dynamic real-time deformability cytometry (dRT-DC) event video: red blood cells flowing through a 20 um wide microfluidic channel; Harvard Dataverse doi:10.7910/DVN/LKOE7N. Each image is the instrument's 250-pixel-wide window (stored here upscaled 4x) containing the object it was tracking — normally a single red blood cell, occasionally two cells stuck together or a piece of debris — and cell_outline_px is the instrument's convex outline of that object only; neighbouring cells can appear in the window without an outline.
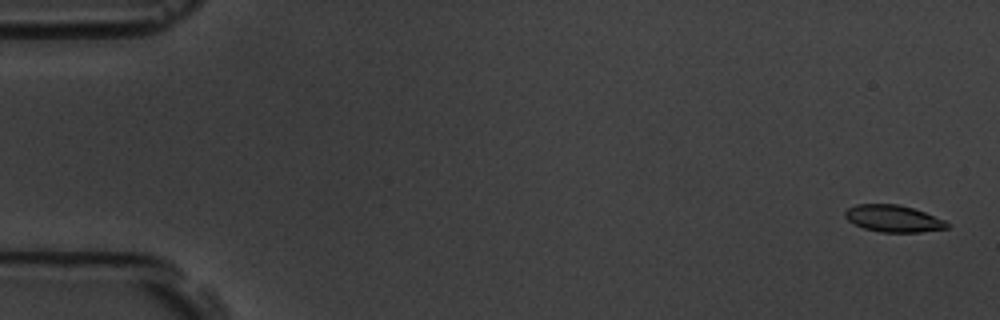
{"species": "common noctule bat (a hibernating species)", "species_latin": "Nyctalus noctula", "temperature_condition": "room temperature", "stored_images_in_passage": 57, "camera_frame_rate_fps": 3000, "um_per_image_px": 0.085, "animal": {"sex": "male", "body_mass_g": 19.5, "forearm_length_mm": 54.6}, "frame": {"image": 1, "passage_image": 2, "time_ms": 0.333, "image_size_px": [1000, 320], "cell_outline_px": [[948, 228], [920, 232], [880, 232], [864, 228], [848, 220], [844, 216], [844, 212], [848, 208], [856, 204], [896, 204], [912, 208], [924, 212], [944, 220], [948, 224]], "centroid_in_image_um": [75.91, 18.57], "position_along_channel_um": 9.1, "area_um2": 15.78}}
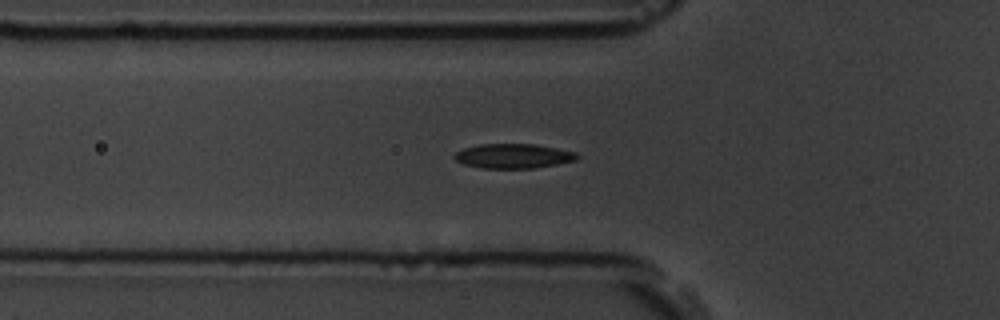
{"frame": {"image": 2, "passage_image": 20, "time_ms": 6.333, "image_size_px": [1000, 320], "cell_outline_px": [[580, 156], [576, 160], [556, 164], [532, 168], [480, 168], [464, 164], [456, 160], [452, 156], [456, 152], [464, 148], [480, 144], [536, 144], [576, 152]], "centroid_in_image_um": [43.62, 13.26], "position_along_channel_um": 82.2, "area_um2": 17.51}}
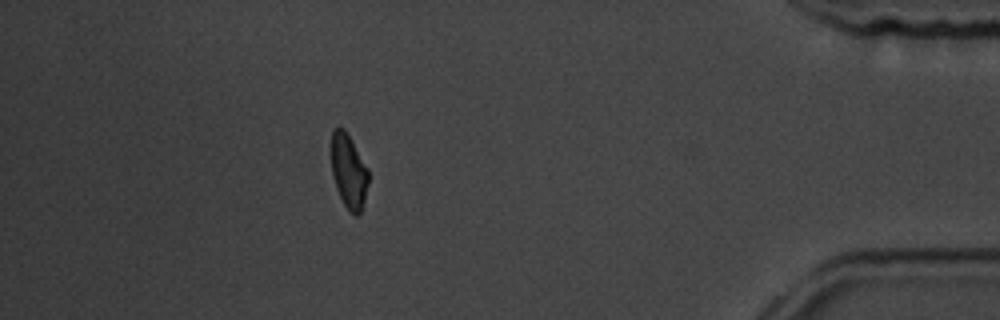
{"frame": {"image": 3, "passage_image": 51, "time_ms": 16.667, "image_size_px": [1000, 320], "cell_outline_px": [[368, 184], [364, 200], [360, 212], [356, 216], [348, 212], [336, 188], [332, 172], [332, 128], [344, 128], [368, 168]], "centroid_in_image_um": [29.64, 14.57], "position_along_channel_um": 405.6, "area_um2": 15.84}, "authors_computed_cell_mechanics": {"area_um2": 16.9354, "velocity_mm_per_s": 3.5985, "shape_relaxation_time_tau1_ms": 3.3037, "shape_relaxation_time_tau2_ms": 3.0003, "deformation_change_tau1": 0.1178, "deformation_change_tau2": 0.0744}}